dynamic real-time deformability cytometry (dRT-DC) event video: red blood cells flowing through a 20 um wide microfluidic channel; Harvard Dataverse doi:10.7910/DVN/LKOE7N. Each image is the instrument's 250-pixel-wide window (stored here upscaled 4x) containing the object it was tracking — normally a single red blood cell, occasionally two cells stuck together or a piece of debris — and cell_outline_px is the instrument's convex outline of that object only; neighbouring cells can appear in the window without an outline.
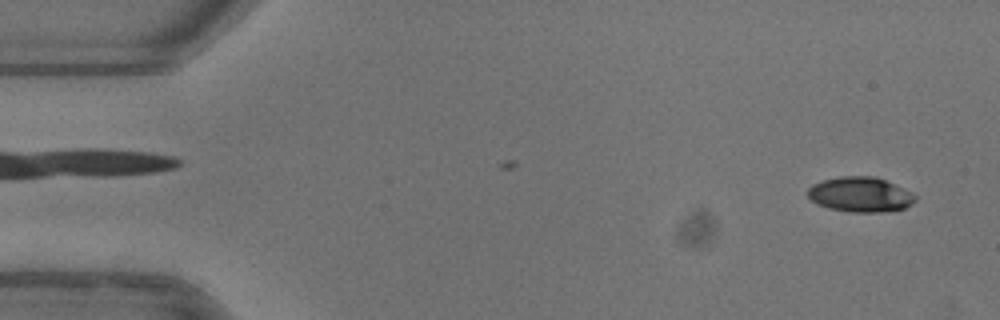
{"species": "common noctule bat (a hibernating species)", "species_latin": "Nyctalus noctula", "temperature_condition": "warm", "stored_images_in_passage": 51, "camera_frame_rate_fps": 3000, "um_per_image_px": 0.085, "animal": {"sex": "female"}, "frame": {"image": 1, "passage_image": 2, "time_ms": 0.333, "image_size_px": [1000, 320], "cell_outline_px": [[916, 200], [912, 204], [904, 208], [888, 212], [848, 212], [828, 208], [816, 204], [808, 196], [808, 188], [812, 184], [820, 180], [840, 176], [876, 176], [916, 196]], "centroid_in_image_um": [73.07, 16.54], "position_along_channel_um": 11.9, "area_um2": 21.91}}
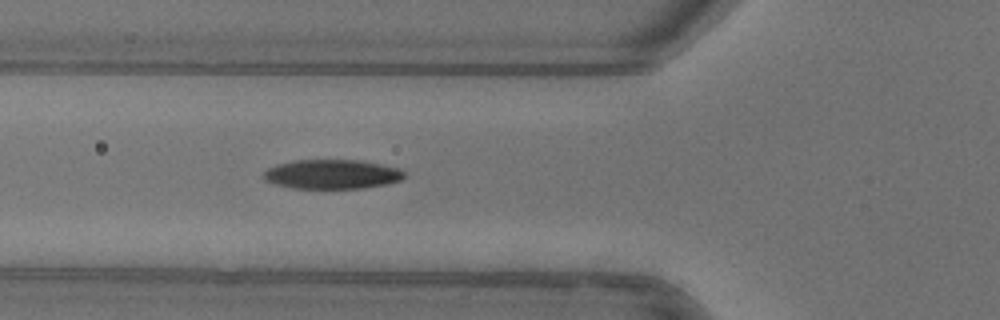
{"frame": {"image": 2, "passage_image": 18, "time_ms": 5.667, "image_size_px": [1000, 320], "cell_outline_px": [[404, 176], [400, 180], [388, 184], [364, 188], [292, 188], [276, 184], [264, 180], [264, 172], [268, 168], [276, 164], [292, 160], [360, 160], [380, 164], [396, 168], [404, 172]], "centroid_in_image_um": [28.19, 14.81], "position_along_channel_um": 97.6, "area_um2": 23.99}}
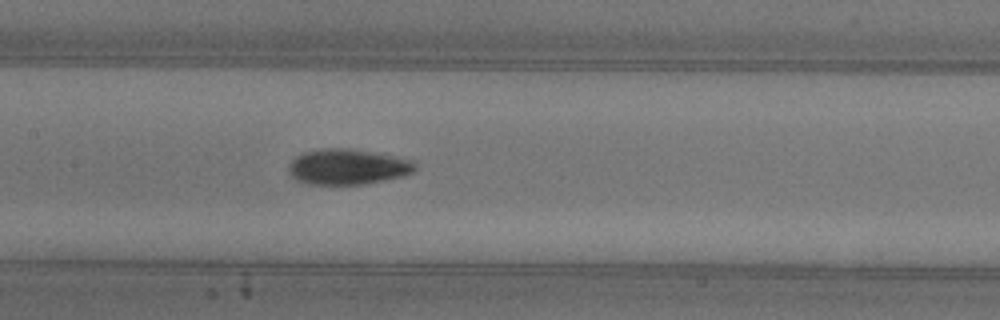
{"frame": {"image": 3, "passage_image": 24, "time_ms": 7.667, "image_size_px": [1000, 320], "cell_outline_px": [[416, 172], [404, 176], [364, 184], [308, 184], [296, 180], [288, 172], [288, 164], [296, 156], [304, 152], [324, 148], [344, 148], [416, 160]], "centroid_in_image_um": [29.56, 14.19], "position_along_channel_um": 177.8, "area_um2": 26.18}, "authors_computed_cell_mechanics": {"area_um2": 24.1604, "velocity_mm_per_s": 3.9815, "shape_relaxation_time_tau1_ms": 4.242, "shape_relaxation_time_tau2_ms": 1.3553, "deformation_change_tau1": 0.1726, "deformation_change_tau2": 0.0601}}